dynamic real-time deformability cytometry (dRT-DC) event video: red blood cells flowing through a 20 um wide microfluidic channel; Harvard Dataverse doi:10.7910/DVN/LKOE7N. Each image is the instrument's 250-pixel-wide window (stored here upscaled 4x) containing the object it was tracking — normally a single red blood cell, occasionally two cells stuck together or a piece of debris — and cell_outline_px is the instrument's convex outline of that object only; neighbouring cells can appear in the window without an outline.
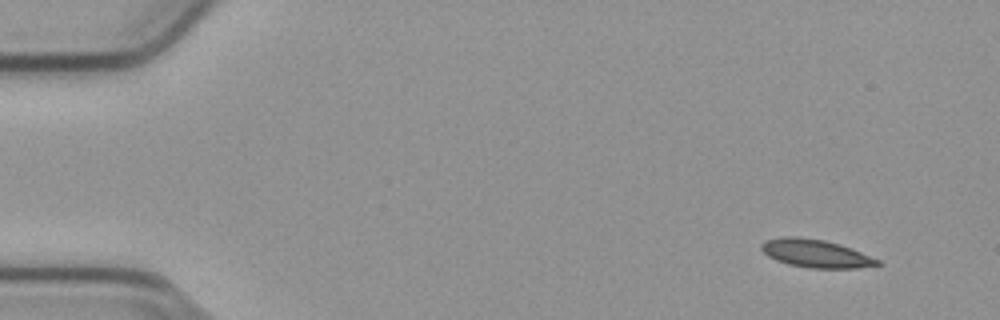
{"species": "common noctule bat (a hibernating species)", "species_latin": "Nyctalus noctula", "temperature_condition": "cold", "stored_images_in_passage": 52, "camera_frame_rate_fps": 3000, "um_per_image_px": 0.085, "animal": {"sex": "male", "body_mass_g": 23.1, "forearm_length_mm": 52.7}, "frame": {"image": 1, "passage_image": 1, "time_ms": 0.0, "image_size_px": [1000, 320], "cell_outline_px": [[884, 264], [856, 268], [808, 268], [788, 264], [776, 260], [768, 256], [760, 248], [760, 244], [764, 240], [780, 236], [796, 236], [824, 240], [840, 244], [852, 248], [880, 260]], "centroid_in_image_um": [69.32, 21.54], "position_along_channel_um": 15.7, "area_um2": 19.19}}
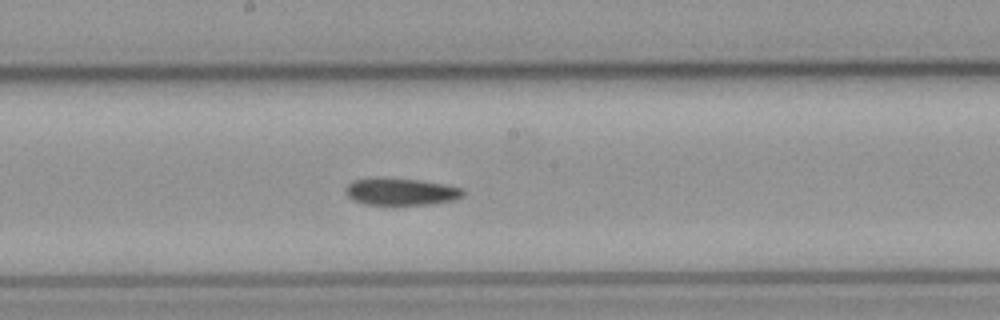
{"frame": {"image": 2, "passage_image": 26, "time_ms": 8.333, "image_size_px": [1000, 320], "cell_outline_px": [[464, 196], [456, 200], [432, 204], [364, 204], [352, 200], [344, 192], [344, 188], [352, 180], [368, 176], [380, 176], [420, 180], [444, 184], [464, 188]], "centroid_in_image_um": [34.04, 16.26], "position_along_channel_um": 214.2, "area_um2": 19.19}}
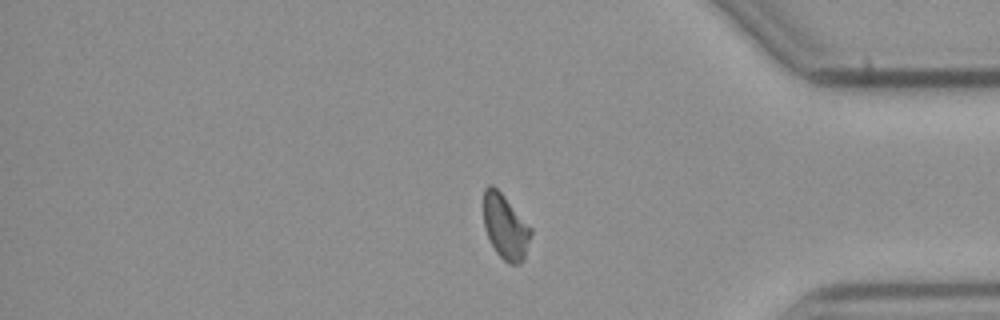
{"frame": {"image": 3, "passage_image": 42, "time_ms": 13.667, "image_size_px": [1000, 320], "cell_outline_px": [[532, 232], [524, 260], [520, 264], [508, 264], [496, 252], [484, 228], [484, 188], [488, 184], [492, 184], [504, 196], [532, 228]], "centroid_in_image_um": [42.96, 19.29], "position_along_channel_um": 392.2, "area_um2": 17.8}, "authors_computed_cell_mechanics": {"area_um2": 18.8717, "velocity_mm_per_s": 3.7784, "shape_relaxation_time_tau1_ms": 11.2215, "shape_relaxation_time_tau2_ms": null, "deformation_change_tau1": 0.1819, "deformation_change_tau2": null}}